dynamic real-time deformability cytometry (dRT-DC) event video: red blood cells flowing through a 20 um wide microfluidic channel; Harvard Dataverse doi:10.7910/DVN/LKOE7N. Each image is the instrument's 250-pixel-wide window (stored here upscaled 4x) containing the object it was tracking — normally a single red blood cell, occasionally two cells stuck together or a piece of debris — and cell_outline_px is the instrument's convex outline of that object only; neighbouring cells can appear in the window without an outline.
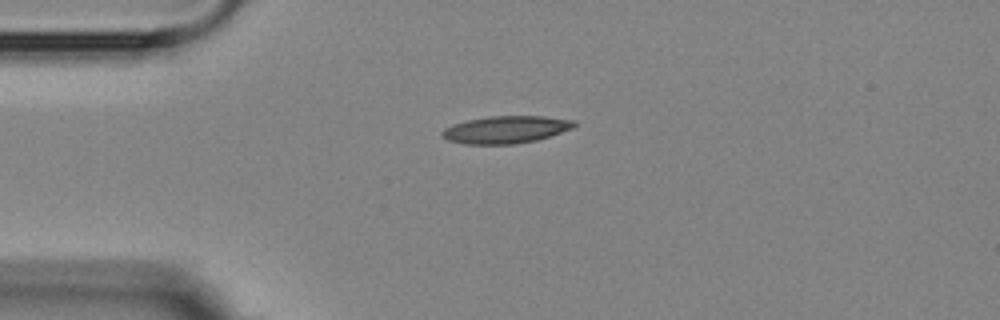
{"species": "Egyptian fruit bat (a non-hibernating species)", "species_latin": "Rousettus aegyptiacus", "temperature_condition": "room temperature", "stored_images_in_passage": 1, "camera_frame_rate_fps": 3000, "um_per_image_px": 0.085, "animal": {"sex": "female"}, "frame": {"image": 1, "passage_image": 1, "time_ms": 0.0, "image_size_px": [1000, 320], "cell_outline_px": [[576, 124], [572, 128], [536, 140], [512, 144], [464, 144], [448, 140], [440, 136], [440, 132], [444, 128], [452, 124], [468, 120], [488, 116], [544, 116], [576, 120]], "centroid_in_image_um": [42.95, 11.01], "position_along_channel_um": 42.0, "area_um2": 21.04}}